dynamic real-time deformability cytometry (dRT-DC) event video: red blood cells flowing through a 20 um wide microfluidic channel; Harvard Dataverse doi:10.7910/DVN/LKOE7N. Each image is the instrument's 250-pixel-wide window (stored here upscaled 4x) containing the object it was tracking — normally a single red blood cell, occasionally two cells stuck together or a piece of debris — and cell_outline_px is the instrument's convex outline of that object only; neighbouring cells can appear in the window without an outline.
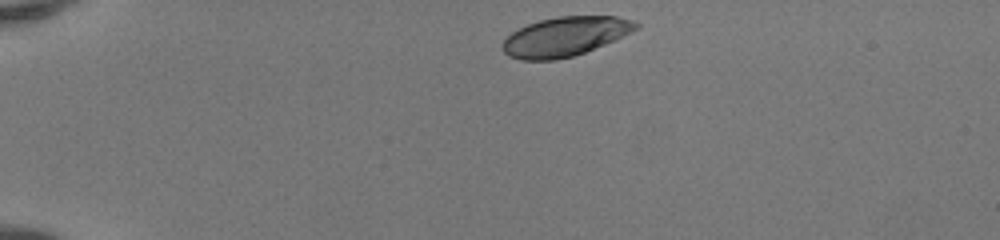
{"species": "human", "species_latin": "Homo sapiens", "temperature_condition": "room temperature", "stored_images_in_passage": 40, "camera_frame_rate_fps": 3000, "um_per_image_px": 0.085, "donor": {"sex": "female"}, "frame": {"image": 1, "passage_image": 1, "time_ms": 0.0, "image_size_px": [1000, 240], "cell_outline_px": [[640, 28], [604, 44], [584, 52], [572, 56], [556, 60], [520, 60], [508, 56], [500, 48], [500, 44], [512, 32], [528, 24], [540, 20], [556, 16], [616, 16], [632, 20], [640, 24]], "centroid_in_image_um": [48.0, 3.1], "position_along_channel_um": 37.0, "area_um2": 30.52}}
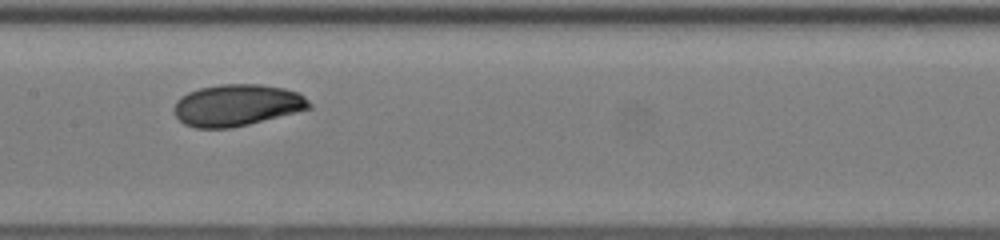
{"frame": {"image": 2, "passage_image": 17, "time_ms": 5.333, "image_size_px": [1000, 240], "cell_outline_px": [[312, 108], [232, 128], [196, 128], [184, 124], [176, 116], [172, 108], [176, 100], [180, 96], [188, 92], [200, 88], [220, 84], [260, 84], [284, 88], [300, 92], [312, 104]], "centroid_in_image_um": [20.13, 8.93], "position_along_channel_um": 187.3, "area_um2": 33.0}}
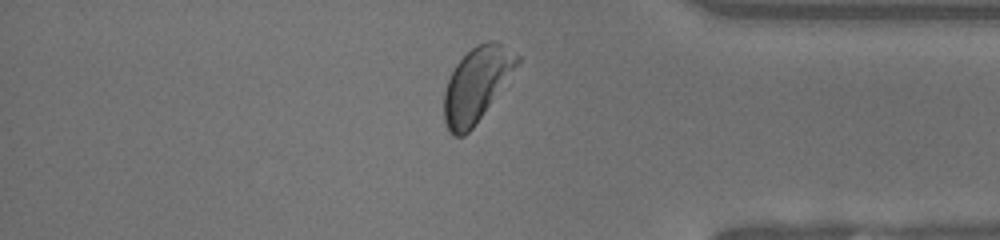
{"frame": {"image": 3, "passage_image": 33, "time_ms": 10.667, "image_size_px": [1000, 240], "cell_outline_px": [[524, 56], [472, 128], [464, 136], [452, 136], [448, 132], [444, 120], [444, 92], [448, 80], [456, 64], [476, 44], [488, 40], [496, 40]], "centroid_in_image_um": [40.52, 7.14], "position_along_channel_um": 394.7, "area_um2": 31.39}, "authors_computed_cell_mechanics": {"area_um2": 31.7033, "velocity_mm_per_s": 4.1183, "shape_relaxation_time_tau1_ms": 2.4032, "shape_relaxation_time_tau2_ms": null, "deformation_change_tau1": 0.1119, "deformation_change_tau2": null}}